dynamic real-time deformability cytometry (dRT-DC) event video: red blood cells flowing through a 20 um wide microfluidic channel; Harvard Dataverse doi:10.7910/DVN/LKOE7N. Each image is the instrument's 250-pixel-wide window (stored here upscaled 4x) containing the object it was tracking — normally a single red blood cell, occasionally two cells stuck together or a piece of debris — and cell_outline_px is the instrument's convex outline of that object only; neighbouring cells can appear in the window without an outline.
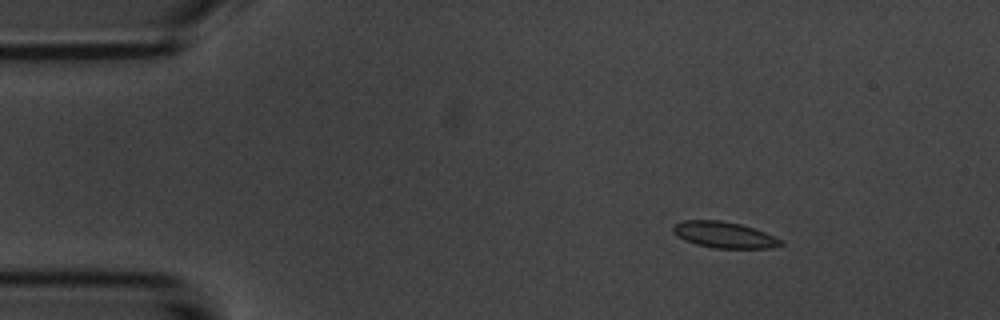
{"species": "common noctule bat (a hibernating species)", "species_latin": "Nyctalus noctula", "temperature_condition": "room temperature", "stored_images_in_passage": 5, "camera_frame_rate_fps": 3000, "um_per_image_px": 0.085, "animal": {"sex": "male", "body_mass_g": 20.1, "forearm_length_mm": 53.5}, "frame": {"image": 1, "passage_image": 2, "time_ms": 1.333, "image_size_px": [1000, 320], "cell_outline_px": [[784, 244], [772, 248], [712, 248], [696, 244], [684, 240], [676, 236], [672, 232], [672, 224], [684, 220], [720, 220], [740, 224], [764, 232], [784, 240]], "centroid_in_image_um": [61.52, 19.96], "position_along_channel_um": 23.5, "area_um2": 16.59}}
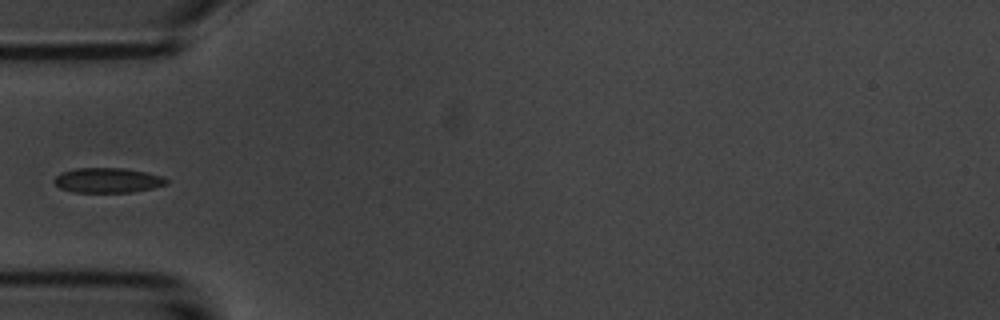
{"frame": {"image": 2, "passage_image": 5, "time_ms": 4.667, "image_size_px": [1000, 320], "cell_outline_px": [[168, 184], [152, 188], [132, 192], [72, 192], [60, 188], [52, 180], [60, 172], [76, 168], [124, 168], [148, 172], [160, 176], [168, 180]], "centroid_in_image_um": [9.13, 15.32], "position_along_channel_um": 75.9, "area_um2": 16.36}}